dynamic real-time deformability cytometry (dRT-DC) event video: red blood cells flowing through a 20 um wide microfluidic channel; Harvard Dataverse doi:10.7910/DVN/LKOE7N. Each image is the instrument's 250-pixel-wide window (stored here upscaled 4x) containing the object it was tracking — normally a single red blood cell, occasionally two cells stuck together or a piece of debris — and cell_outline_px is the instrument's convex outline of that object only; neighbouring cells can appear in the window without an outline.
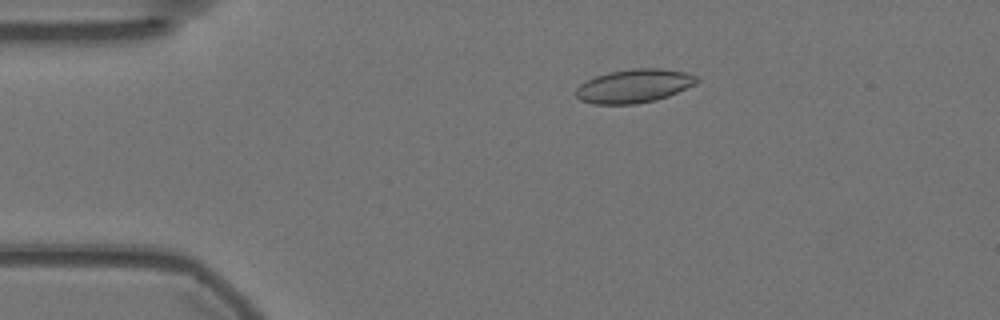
{"species": "Egyptian fruit bat (a non-hibernating species)", "species_latin": "Rousettus aegyptiacus", "temperature_condition": "warm", "stored_images_in_passage": 57, "camera_frame_rate_fps": 3000, "um_per_image_px": 0.085, "animal": {"sex": "female"}, "frame": {"image": 1, "passage_image": 11, "time_ms": 3.333, "image_size_px": [1000, 320], "cell_outline_px": [[700, 80], [696, 84], [668, 96], [656, 100], [636, 104], [592, 104], [580, 100], [576, 96], [576, 88], [580, 84], [596, 76], [608, 72], [632, 68], [660, 68], [688, 72], [696, 76]], "centroid_in_image_um": [53.91, 7.3], "position_along_channel_um": 31.1, "area_um2": 23.81}}
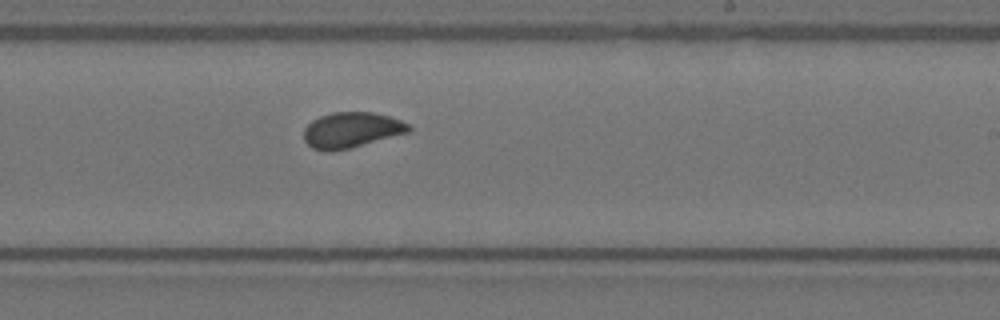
{"frame": {"image": 2, "passage_image": 34, "time_ms": 11.0, "image_size_px": [1000, 320], "cell_outline_px": [[412, 128], [408, 132], [352, 148], [328, 152], [312, 148], [304, 140], [304, 128], [312, 120], [320, 116], [332, 112], [372, 112], [388, 116], [400, 120], [408, 124]], "centroid_in_image_um": [29.85, 11.06], "position_along_channel_um": 259.2, "area_um2": 21.73}}
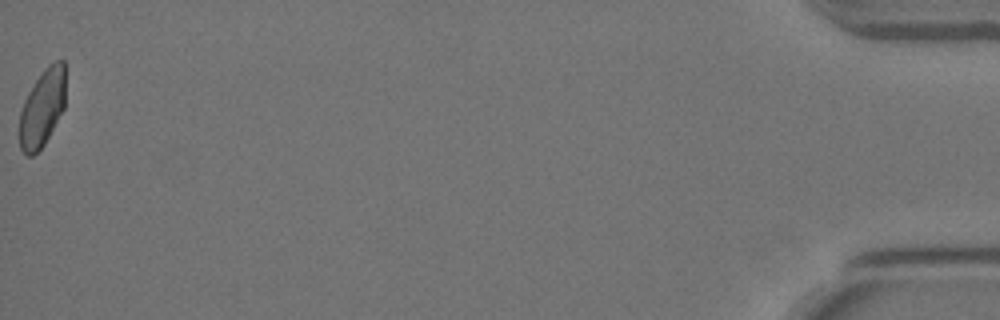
{"frame": {"image": 3, "passage_image": 57, "time_ms": 18.667, "image_size_px": [1000, 320], "cell_outline_px": [[64, 108], [44, 144], [32, 156], [28, 156], [20, 148], [20, 112], [24, 100], [28, 92], [44, 68], [48, 64], [56, 60], [64, 60]], "centroid_in_image_um": [3.59, 9.15], "position_along_channel_um": 431.6, "area_um2": 20.46}, "authors_computed_cell_mechanics": {"area_um2": 21.7906, "velocity_mm_per_s": 3.5748, "shape_relaxation_time_tau1_ms": 3.4101, "shape_relaxation_time_tau2_ms": 1.2152, "deformation_change_tau1": 0.1274, "deformation_change_tau2": 0.0485}}